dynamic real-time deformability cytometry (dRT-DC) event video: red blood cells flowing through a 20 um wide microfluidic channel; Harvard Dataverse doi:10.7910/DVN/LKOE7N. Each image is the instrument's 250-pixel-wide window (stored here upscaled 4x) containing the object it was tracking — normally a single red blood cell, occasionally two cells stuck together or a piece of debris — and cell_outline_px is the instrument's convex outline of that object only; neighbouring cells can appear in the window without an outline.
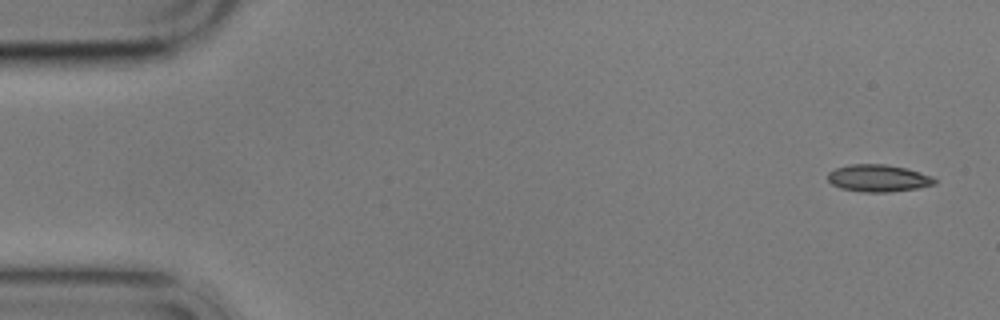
{"species": "common noctule bat (a hibernating species)", "species_latin": "Nyctalus noctula", "temperature_condition": "cold", "stored_images_in_passage": 5, "camera_frame_rate_fps": 3000, "um_per_image_px": 0.085, "animal": {"sex": "male", "body_mass_g": 17.9}, "frame": {"image": 1, "passage_image": 1, "time_ms": 0.0, "image_size_px": [1000, 320], "cell_outline_px": [[936, 184], [916, 188], [888, 192], [864, 192], [840, 188], [832, 184], [828, 180], [828, 172], [836, 168], [848, 164], [884, 164], [908, 168], [932, 176], [936, 180]], "centroid_in_image_um": [74.65, 15.14], "position_along_channel_um": 10.4, "area_um2": 16.94}}
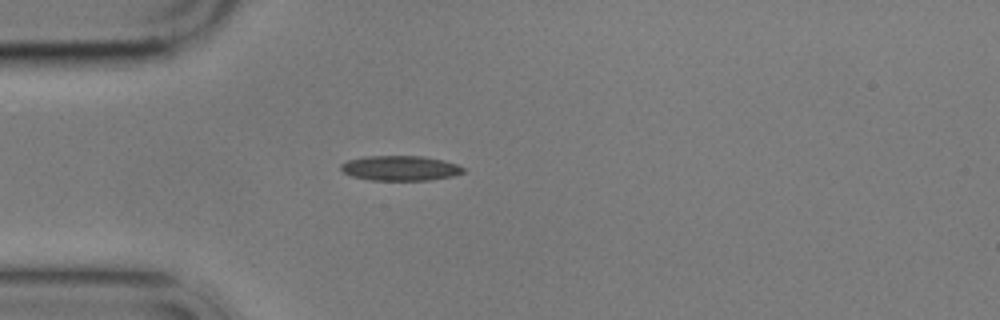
{"frame": {"image": 2, "passage_image": 5, "time_ms": 4.333, "image_size_px": [1000, 320], "cell_outline_px": [[464, 172], [452, 176], [428, 180], [372, 180], [352, 176], [344, 172], [340, 168], [340, 164], [348, 160], [364, 156], [424, 156], [444, 160], [456, 164], [464, 168]], "centroid_in_image_um": [34.01, 14.28], "position_along_channel_um": 51.0, "area_um2": 17.74}}